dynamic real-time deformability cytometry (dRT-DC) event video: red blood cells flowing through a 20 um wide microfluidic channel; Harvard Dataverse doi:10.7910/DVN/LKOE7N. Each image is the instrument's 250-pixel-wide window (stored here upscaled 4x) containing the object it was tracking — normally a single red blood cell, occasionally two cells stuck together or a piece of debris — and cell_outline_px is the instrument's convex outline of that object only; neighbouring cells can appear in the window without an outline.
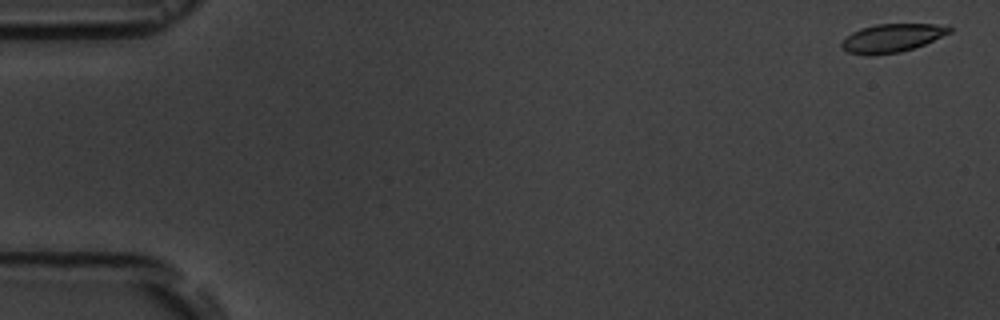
{"species": "common noctule bat (a hibernating species)", "species_latin": "Nyctalus noctula", "temperature_condition": "room temperature", "stored_images_in_passage": 6, "camera_frame_rate_fps": 3000, "um_per_image_px": 0.085, "animal": {"sex": "male", "body_mass_g": 19.5, "forearm_length_mm": 54.6}, "frame": {"image": 1, "passage_image": 1, "time_ms": 0.0, "image_size_px": [1000, 320], "cell_outline_px": [[952, 32], [924, 44], [900, 52], [868, 56], [848, 52], [840, 44], [852, 32], [860, 28], [876, 24], [936, 24], [952, 28]], "centroid_in_image_um": [75.81, 3.23], "position_along_channel_um": 9.2, "area_um2": 17.63}}